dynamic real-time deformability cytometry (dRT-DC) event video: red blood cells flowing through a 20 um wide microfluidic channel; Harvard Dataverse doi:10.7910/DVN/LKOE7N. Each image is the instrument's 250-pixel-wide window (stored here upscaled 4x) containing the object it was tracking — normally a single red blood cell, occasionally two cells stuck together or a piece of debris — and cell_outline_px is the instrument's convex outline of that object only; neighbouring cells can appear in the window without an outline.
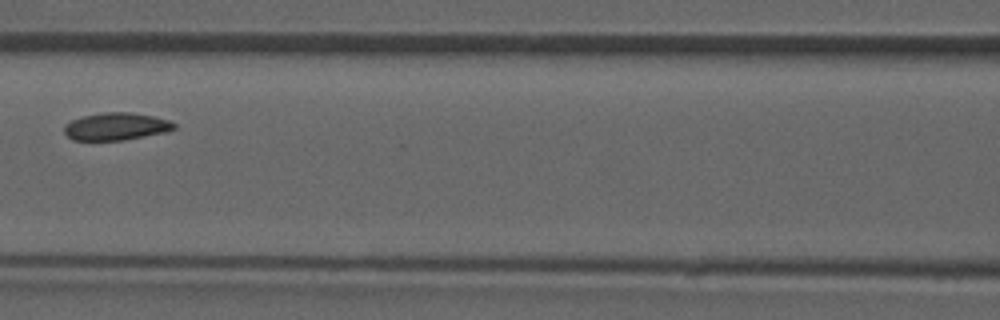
{"species": "common noctule bat (a hibernating species)", "species_latin": "Nyctalus noctula", "temperature_condition": "room temperature", "stored_images_in_passage": 5, "camera_frame_rate_fps": 3000, "um_per_image_px": 0.085, "animal": {"sex": "male", "forearm_length_mm": 52.5}, "frame": {"image": 1, "passage_image": 4, "time_ms": 4.333, "image_size_px": [1000, 320], "cell_outline_px": [[176, 128], [164, 132], [124, 140], [72, 140], [64, 132], [64, 124], [80, 116], [100, 112], [132, 112], [152, 116], [168, 120], [176, 124]], "centroid_in_image_um": [9.83, 10.74], "position_along_channel_um": 156.8, "area_um2": 17.63}}